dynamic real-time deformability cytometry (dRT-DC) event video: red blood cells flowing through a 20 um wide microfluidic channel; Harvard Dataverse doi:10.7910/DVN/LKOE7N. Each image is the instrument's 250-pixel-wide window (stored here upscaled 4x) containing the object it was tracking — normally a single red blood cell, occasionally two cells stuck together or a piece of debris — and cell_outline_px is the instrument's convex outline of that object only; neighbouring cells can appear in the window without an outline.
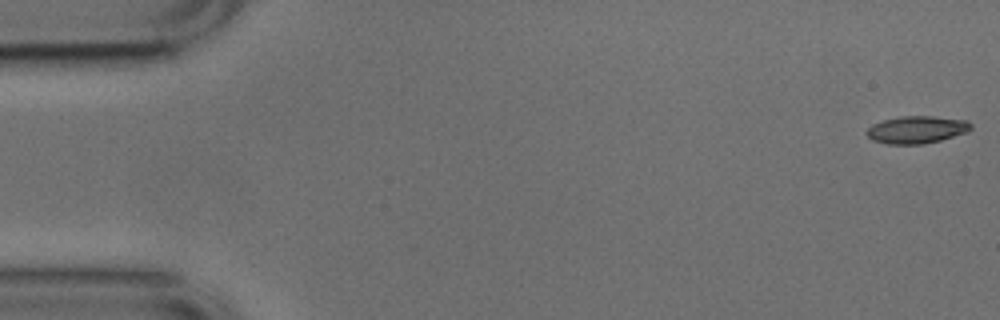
{"species": "common noctule bat (a hibernating species)", "species_latin": "Nyctalus noctula", "temperature_condition": "cold", "stored_images_in_passage": 52, "camera_frame_rate_fps": 3000, "um_per_image_px": 0.085, "animal": {"sex": "male", "body_mass_g": 17.9, "forearm_length_mm": 54.2}, "frame": {"image": 1, "passage_image": 1, "time_ms": 0.0, "image_size_px": [1000, 320], "cell_outline_px": [[972, 128], [968, 132], [940, 140], [924, 144], [888, 144], [872, 140], [864, 132], [872, 124], [884, 120], [900, 116], [932, 116], [968, 120], [972, 124]], "centroid_in_image_um": [77.93, 11.02], "position_along_channel_um": 7.1, "area_um2": 16.76}}
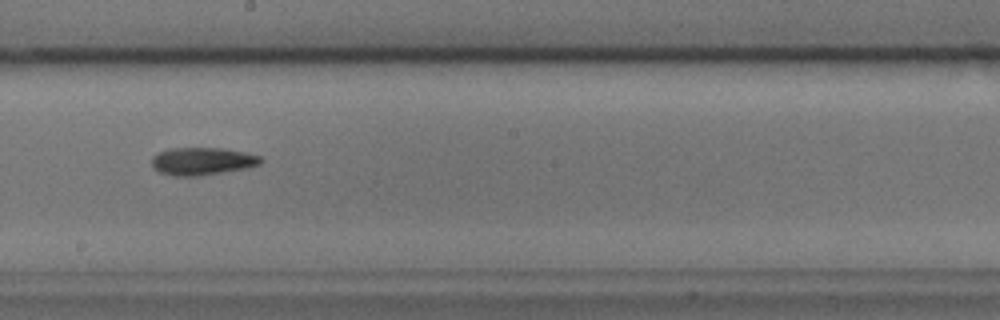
{"frame": {"image": 2, "passage_image": 29, "time_ms": 9.333, "image_size_px": [1000, 320], "cell_outline_px": [[264, 160], [260, 164], [248, 168], [196, 176], [176, 176], [160, 172], [152, 168], [152, 156], [160, 152], [172, 148], [220, 148], [244, 152], [260, 156]], "centroid_in_image_um": [17.2, 13.7], "position_along_channel_um": 231.0, "area_um2": 17.46}}
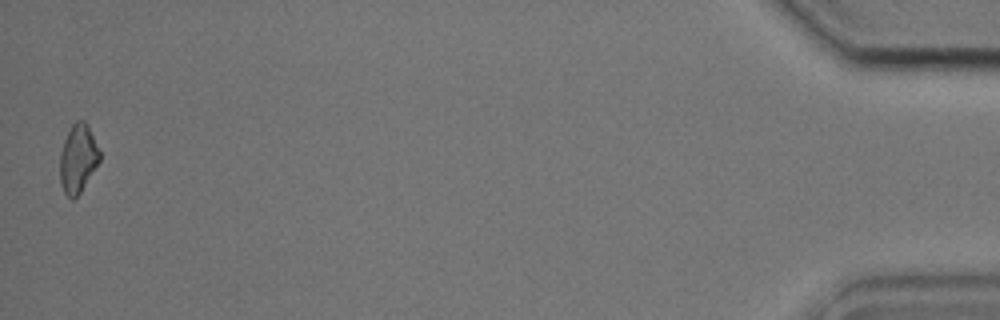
{"frame": {"image": 3, "passage_image": 52, "time_ms": 17.0, "image_size_px": [1000, 320], "cell_outline_px": [[100, 160], [80, 192], [72, 200], [64, 192], [60, 184], [60, 152], [64, 140], [72, 124], [76, 120], [84, 120], [88, 124], [100, 152]], "centroid_in_image_um": [6.62, 13.45], "position_along_channel_um": 428.6, "area_um2": 15.72}, "authors_computed_cell_mechanics": {"area_um2": 16.5886, "velocity_mm_per_s": 3.8017, "shape_relaxation_time_tau1_ms": 2.6572, "shape_relaxation_time_tau2_ms": null, "deformation_change_tau1": 0.1392, "deformation_change_tau2": null}}